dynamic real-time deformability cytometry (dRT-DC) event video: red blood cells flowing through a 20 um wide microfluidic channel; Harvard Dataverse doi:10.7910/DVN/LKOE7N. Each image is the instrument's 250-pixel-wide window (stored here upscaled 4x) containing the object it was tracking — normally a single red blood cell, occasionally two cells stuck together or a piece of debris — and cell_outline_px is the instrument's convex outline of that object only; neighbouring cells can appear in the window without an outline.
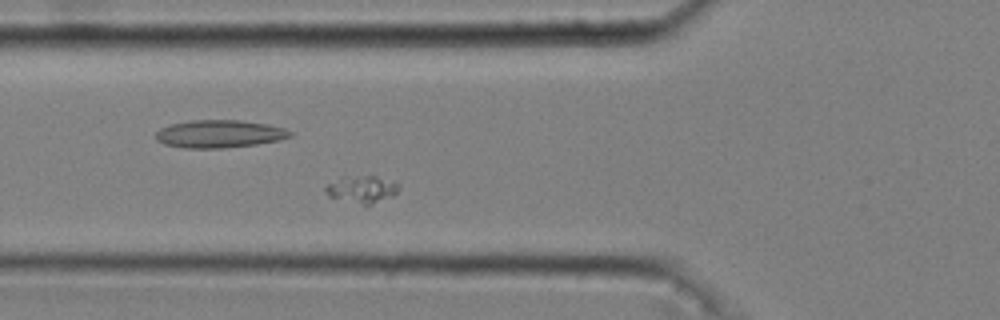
{"species": "common noctule bat (a hibernating species)", "species_latin": "Nyctalus noctula", "temperature_condition": "cold", "stored_images_in_passage": 40, "camera_frame_rate_fps": 3000, "um_per_image_px": 0.085, "animal": {"sex": "male", "body_mass_g": 20.4}, "frame": {"image": 1, "passage_image": 5, "time_ms": 1.333, "image_size_px": [1000, 320], "cell_outline_px": [[400, 188], [392, 196], [372, 204], [364, 204], [328, 196], [324, 188], [328, 184], [340, 176], [376, 176], [400, 184]], "centroid_in_image_um": [30.76, 16.06], "position_along_channel_um": 95.0, "area_um2": 11.39}}
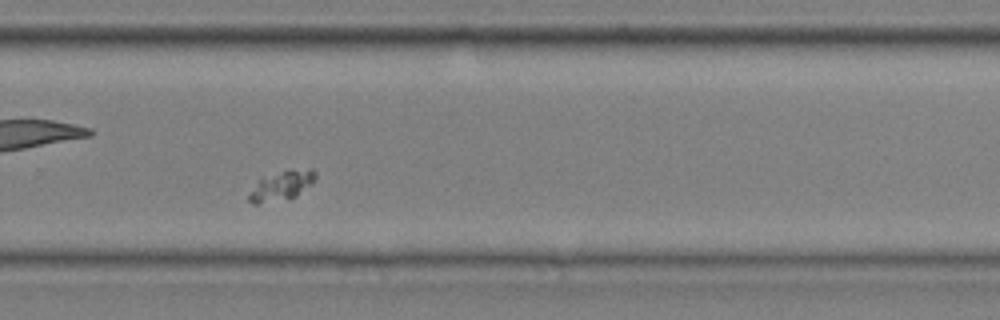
{"frame": {"image": 2, "passage_image": 23, "time_ms": 7.333, "image_size_px": [1000, 320], "cell_outline_px": [[316, 176], [296, 196], [288, 200], [256, 204], [252, 204], [248, 200], [248, 192], [260, 176], [288, 168], [312, 168], [316, 172]], "centroid_in_image_um": [23.84, 15.75], "position_along_channel_um": 306.0, "area_um2": 11.96}}
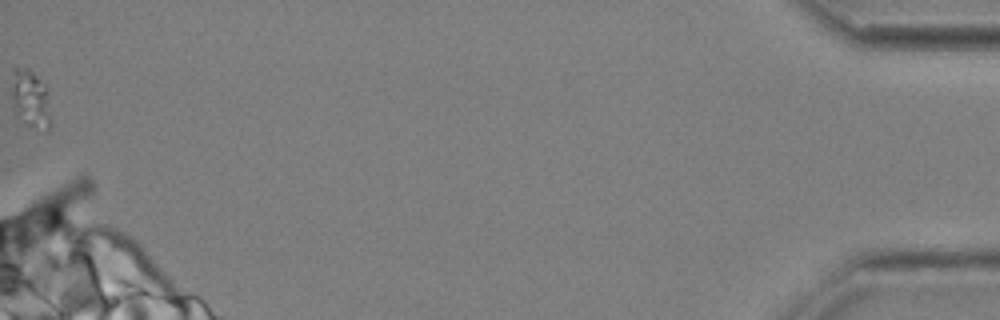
{"frame": {"image": 3, "passage_image": 40, "time_ms": 13.0, "image_size_px": [1000, 320], "cell_outline_px": [[48, 132], [44, 132], [16, 120], [12, 112], [12, 68], [16, 64], [28, 68], [48, 88]], "centroid_in_image_um": [2.51, 8.4], "position_along_channel_um": 432.7, "area_um2": 13.76}}